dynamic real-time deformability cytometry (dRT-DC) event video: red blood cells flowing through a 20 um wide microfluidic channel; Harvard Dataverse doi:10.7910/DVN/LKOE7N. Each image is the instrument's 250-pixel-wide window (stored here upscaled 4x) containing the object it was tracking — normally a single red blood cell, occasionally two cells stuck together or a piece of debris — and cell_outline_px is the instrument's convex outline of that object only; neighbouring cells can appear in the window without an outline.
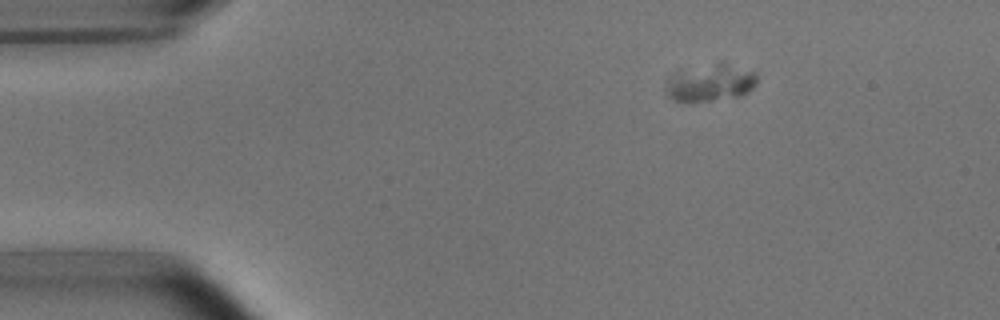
{"species": "common noctule bat (a hibernating species)", "species_latin": "Nyctalus noctula", "temperature_condition": "room temperature", "stored_images_in_passage": 5, "segment_of_instrument_passage": [2, 2], "camera_frame_rate_fps": 3000, "um_per_image_px": 0.085, "animal": {"sex": "male", "body_mass_g": 15.6}, "frame": {"image": 1, "passage_image": 5, "time_ms": 5.0, "image_size_px": [1000, 320], "cell_outline_px": [[756, 84], [748, 92], [740, 96], [708, 100], [672, 100], [664, 92], [664, 80], [668, 76], [676, 72], [720, 60], [756, 72]], "centroid_in_image_um": [60.34, 6.98], "position_along_channel_um": 24.7, "area_um2": 20.06}}